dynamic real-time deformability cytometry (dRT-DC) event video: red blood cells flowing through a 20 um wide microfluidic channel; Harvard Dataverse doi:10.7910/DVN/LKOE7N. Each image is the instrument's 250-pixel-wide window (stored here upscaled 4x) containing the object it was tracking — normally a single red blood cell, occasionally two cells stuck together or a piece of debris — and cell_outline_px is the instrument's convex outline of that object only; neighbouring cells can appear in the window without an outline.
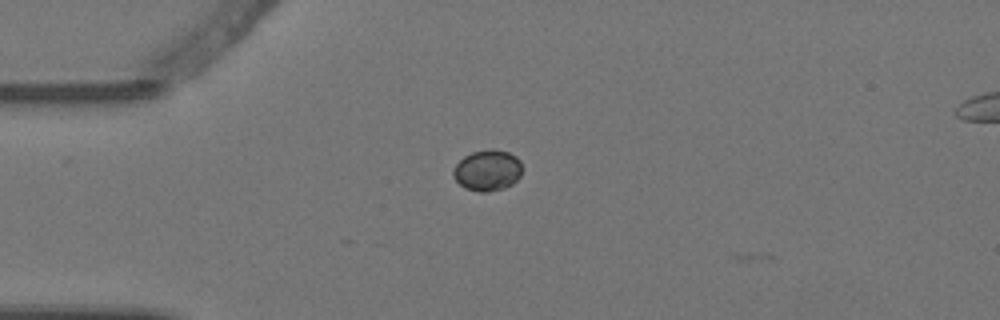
{"species": "Egyptian fruit bat (a non-hibernating species)", "species_latin": "Rousettus aegyptiacus", "temperature_condition": "warm", "stored_images_in_passage": 8, "camera_frame_rate_fps": 3000, "um_per_image_px": 0.085, "animal": {"sex": "female"}, "frame": {"image": 1, "passage_image": 1, "time_ms": 0.0, "image_size_px": [1000, 320], "cell_outline_px": [[520, 176], [512, 184], [504, 188], [488, 192], [480, 192], [464, 188], [452, 176], [452, 168], [464, 156], [472, 152], [488, 148], [492, 148], [508, 152], [516, 156], [520, 160]], "centroid_in_image_um": [41.4, 14.47], "position_along_channel_um": 43.6, "area_um2": 16.59}}
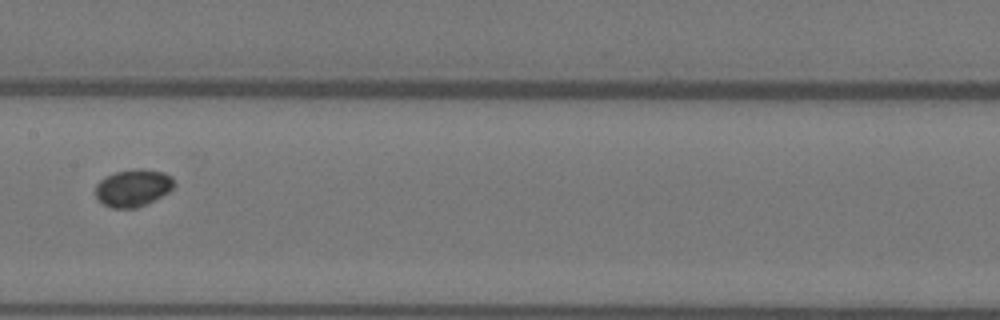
{"frame": {"image": 2, "passage_image": 5, "time_ms": 1.333, "image_size_px": [1000, 320], "cell_outline_px": [[176, 184], [168, 192], [136, 208], [112, 208], [104, 204], [96, 196], [96, 184], [104, 176], [116, 172], [136, 168], [164, 172], [172, 176]], "centroid_in_image_um": [11.31, 15.95], "position_along_channel_um": 196.1, "area_um2": 16.94}}
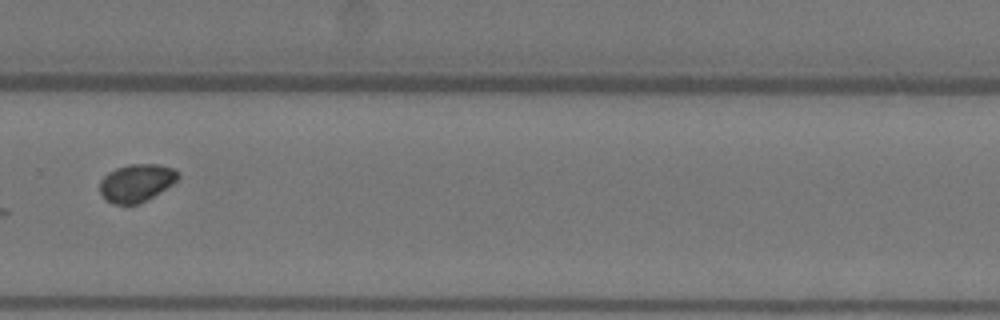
{"frame": {"image": 3, "passage_image": 8, "time_ms": 2.333, "image_size_px": [1000, 320], "cell_outline_px": [[180, 176], [172, 184], [160, 192], [140, 204], [112, 204], [104, 200], [100, 192], [100, 180], [108, 172], [116, 168], [128, 164], [160, 164], [172, 168], [180, 172]], "centroid_in_image_um": [11.58, 15.55], "position_along_channel_um": 318.2, "area_um2": 17.4}}